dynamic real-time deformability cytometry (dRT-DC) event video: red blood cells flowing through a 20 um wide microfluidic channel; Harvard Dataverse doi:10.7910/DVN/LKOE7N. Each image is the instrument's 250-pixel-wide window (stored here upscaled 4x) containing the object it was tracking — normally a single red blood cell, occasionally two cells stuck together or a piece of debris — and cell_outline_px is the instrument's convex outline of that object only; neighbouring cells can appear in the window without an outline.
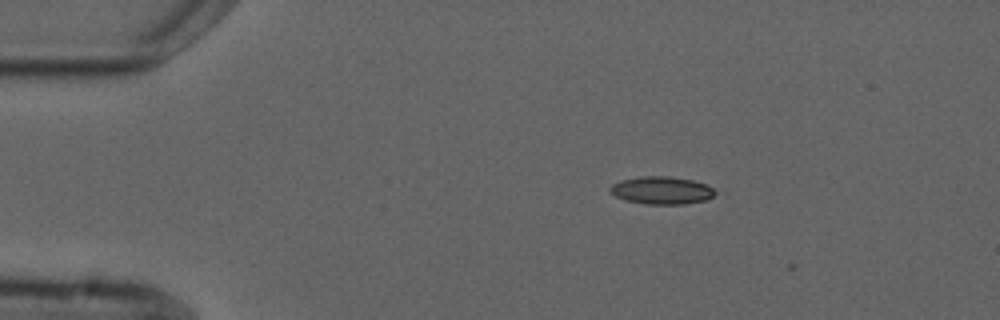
{"species": "common noctule bat (a hibernating species)", "species_latin": "Nyctalus noctula", "temperature_condition": "cold", "stored_images_in_passage": 4, "camera_frame_rate_fps": 3000, "um_per_image_px": 0.085, "animal": {"sex": "male", "forearm_length_mm": 52.5}, "frame": {"image": 1, "passage_image": 2, "time_ms": 1.333, "image_size_px": [1000, 320], "cell_outline_px": [[724, 192], [708, 200], [684, 204], [644, 204], [624, 200], [608, 192], [608, 188], [612, 184], [620, 180], [640, 176], [668, 176], [692, 180], [704, 184]], "centroid_in_image_um": [56.29, 16.19], "position_along_channel_um": 28.7, "area_um2": 17.46}}